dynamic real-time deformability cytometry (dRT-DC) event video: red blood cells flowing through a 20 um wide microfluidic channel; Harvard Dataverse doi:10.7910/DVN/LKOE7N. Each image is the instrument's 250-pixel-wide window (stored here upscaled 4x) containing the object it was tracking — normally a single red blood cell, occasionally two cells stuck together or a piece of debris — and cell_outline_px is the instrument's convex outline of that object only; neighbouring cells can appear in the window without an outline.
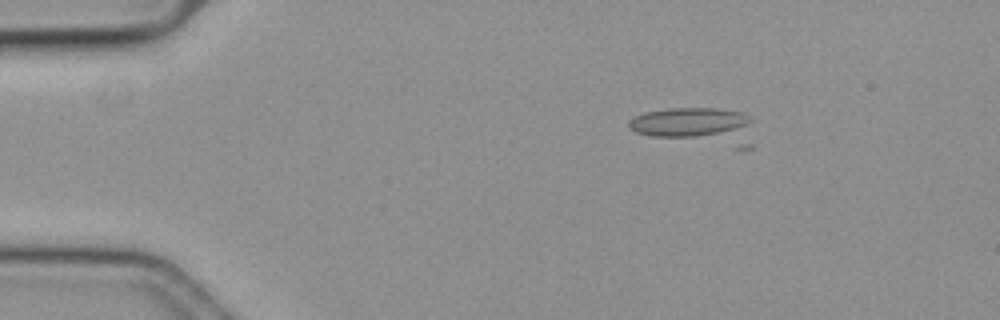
{"species": "common noctule bat (a hibernating species)", "species_latin": "Nyctalus noctula", "temperature_condition": "cold", "stored_images_in_passage": 4, "camera_frame_rate_fps": 3000, "um_per_image_px": 0.085, "animal": {"sex": "female", "body_mass_g": 19.3, "forearm_length_mm": 54.1}, "frame": {"image": 1, "passage_image": 1, "time_ms": 0.0, "image_size_px": [1000, 320], "cell_outline_px": [[752, 120], [744, 124], [732, 128], [716, 132], [696, 136], [652, 136], [636, 132], [628, 128], [628, 120], [632, 116], [644, 112], [668, 108], [716, 108], [744, 112]], "centroid_in_image_um": [58.33, 10.33], "position_along_channel_um": 26.7, "area_um2": 19.83}}